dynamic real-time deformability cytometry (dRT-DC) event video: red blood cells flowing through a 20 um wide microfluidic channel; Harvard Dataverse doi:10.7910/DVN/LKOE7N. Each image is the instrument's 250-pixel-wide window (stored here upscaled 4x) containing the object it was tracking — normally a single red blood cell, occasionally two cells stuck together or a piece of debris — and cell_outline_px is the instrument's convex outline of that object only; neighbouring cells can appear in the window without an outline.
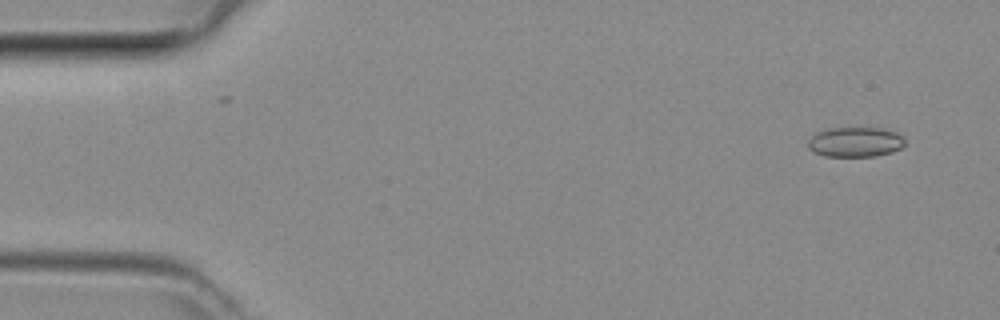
{"species": "common noctule bat (a hibernating species)", "species_latin": "Nyctalus noctula", "temperature_condition": "room temperature", "stored_images_in_passage": 3, "camera_frame_rate_fps": 3000, "um_per_image_px": 0.085, "animal": {"sex": "female", "body_mass_g": 29.2, "forearm_length_mm": 56.3}, "frame": {"image": 1, "passage_image": 1, "time_ms": 0.0, "image_size_px": [1000, 320], "cell_outline_px": [[904, 144], [900, 148], [892, 152], [876, 156], [824, 156], [812, 152], [808, 148], [808, 140], [816, 132], [828, 128], [884, 128], [896, 132], [904, 136]], "centroid_in_image_um": [72.69, 12.07], "position_along_channel_um": 12.3, "area_um2": 17.05}}
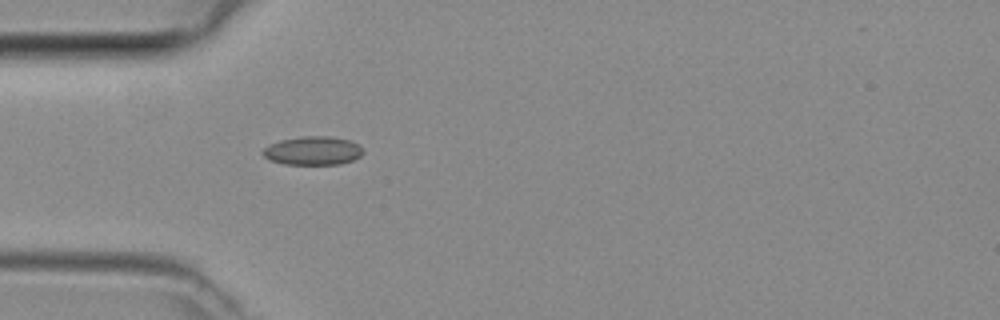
{"frame": {"image": 2, "passage_image": 3, "time_ms": 0.667, "image_size_px": [1000, 320], "cell_outline_px": [[364, 152], [360, 156], [352, 160], [340, 164], [284, 164], [268, 160], [260, 152], [268, 144], [280, 140], [304, 136], [332, 136], [352, 140], [360, 144], [364, 148]], "centroid_in_image_um": [26.61, 12.8], "position_along_channel_um": 58.4, "area_um2": 17.05}}